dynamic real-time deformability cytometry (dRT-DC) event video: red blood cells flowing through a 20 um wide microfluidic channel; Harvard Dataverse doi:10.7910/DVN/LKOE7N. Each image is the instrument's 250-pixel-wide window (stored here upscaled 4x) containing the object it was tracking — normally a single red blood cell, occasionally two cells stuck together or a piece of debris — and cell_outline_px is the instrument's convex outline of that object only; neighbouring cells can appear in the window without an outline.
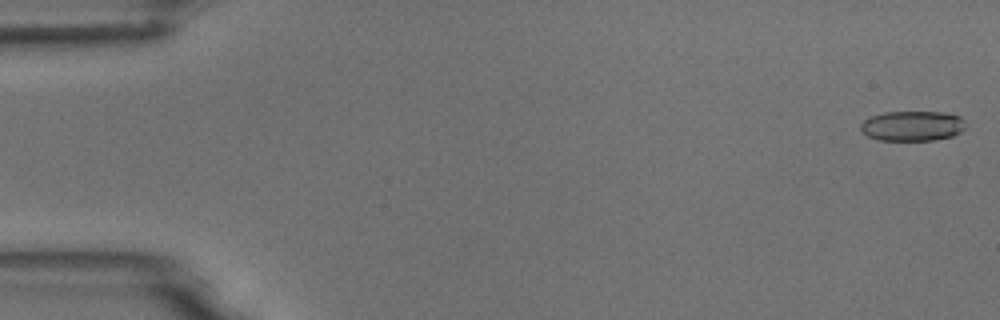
{"species": "common noctule bat (a hibernating species)", "species_latin": "Nyctalus noctula", "temperature_condition": "room temperature", "stored_images_in_passage": 5, "camera_frame_rate_fps": 3000, "um_per_image_px": 0.085, "animal": {"sex": "male", "body_mass_g": 18.8}, "frame": {"image": 1, "passage_image": 1, "time_ms": 0.0, "image_size_px": [1000, 320], "cell_outline_px": [[968, 128], [952, 136], [932, 140], [880, 140], [868, 136], [860, 132], [860, 124], [864, 120], [872, 116], [884, 112], [940, 112], [960, 116], [964, 120]], "centroid_in_image_um": [77.56, 10.7], "position_along_channel_um": 7.4, "area_um2": 18.5}}
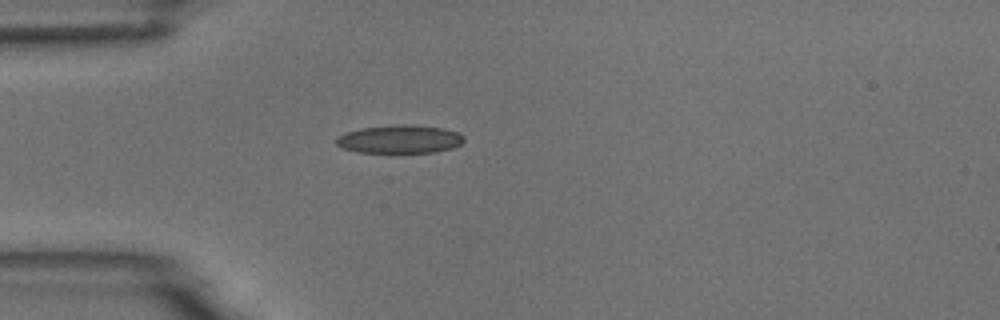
{"frame": {"image": 2, "passage_image": 5, "time_ms": 4.667, "image_size_px": [1000, 320], "cell_outline_px": [[464, 140], [460, 144], [452, 148], [432, 152], [356, 152], [344, 148], [336, 144], [336, 140], [340, 136], [348, 132], [364, 128], [396, 124], [412, 124], [444, 128], [456, 132], [464, 136]], "centroid_in_image_um": [34.01, 11.82], "position_along_channel_um": 51.0, "area_um2": 20.75}}